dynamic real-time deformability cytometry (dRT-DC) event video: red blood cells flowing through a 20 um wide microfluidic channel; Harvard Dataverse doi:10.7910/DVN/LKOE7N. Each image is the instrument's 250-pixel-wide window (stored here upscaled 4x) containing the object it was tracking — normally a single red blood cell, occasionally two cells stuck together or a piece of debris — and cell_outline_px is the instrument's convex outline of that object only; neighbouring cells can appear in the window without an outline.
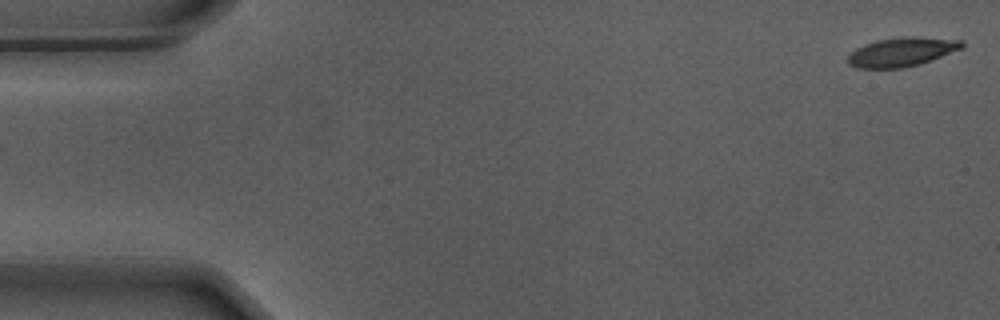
{"species": "Egyptian fruit bat (a non-hibernating species)", "species_latin": "Rousettus aegyptiacus", "temperature_condition": "warm", "stored_images_in_passage": 12, "camera_frame_rate_fps": 3000, "um_per_image_px": 0.085, "animal": {"sex": "male"}, "frame": {"image": 1, "passage_image": 1, "time_ms": 0.0, "image_size_px": [1000, 320], "cell_outline_px": [[964, 48], [920, 64], [904, 68], [856, 68], [848, 64], [848, 56], [856, 48], [864, 44], [876, 40], [900, 36], [916, 36], [964, 40]], "centroid_in_image_um": [76.68, 4.4], "position_along_channel_um": 8.3, "area_um2": 19.59}}